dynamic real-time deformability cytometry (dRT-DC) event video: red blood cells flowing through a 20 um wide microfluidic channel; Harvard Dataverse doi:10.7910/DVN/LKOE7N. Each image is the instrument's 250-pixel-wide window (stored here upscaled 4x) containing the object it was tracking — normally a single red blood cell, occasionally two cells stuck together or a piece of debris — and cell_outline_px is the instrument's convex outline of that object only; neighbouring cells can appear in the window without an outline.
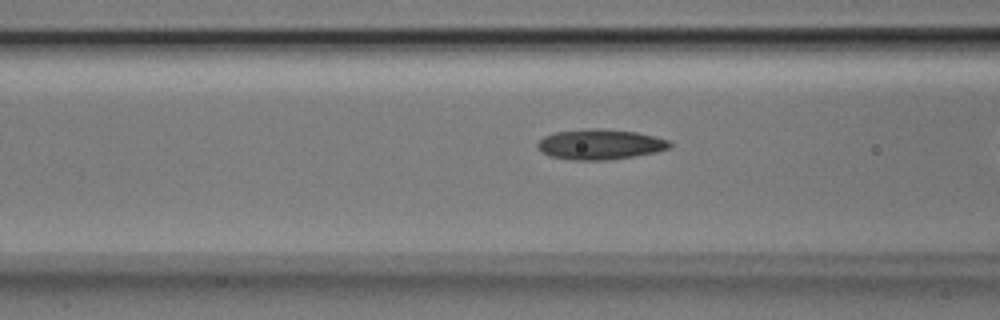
{"species": "Egyptian fruit bat (a non-hibernating species)", "species_latin": "Rousettus aegyptiacus", "temperature_condition": "room temperature", "stored_images_in_passage": 15, "camera_frame_rate_fps": 3000, "um_per_image_px": 0.085, "animal": {"sex": "male"}, "frame": {"image": 1, "passage_image": 13, "time_ms": 4.0, "image_size_px": [1000, 320], "cell_outline_px": [[672, 144], [668, 148], [656, 152], [608, 160], [568, 160], [548, 156], [536, 148], [536, 144], [544, 136], [556, 132], [584, 128], [600, 128], [636, 132], [668, 140]], "centroid_in_image_um": [50.94, 12.27], "position_along_channel_um": 115.7, "area_um2": 23.41}}